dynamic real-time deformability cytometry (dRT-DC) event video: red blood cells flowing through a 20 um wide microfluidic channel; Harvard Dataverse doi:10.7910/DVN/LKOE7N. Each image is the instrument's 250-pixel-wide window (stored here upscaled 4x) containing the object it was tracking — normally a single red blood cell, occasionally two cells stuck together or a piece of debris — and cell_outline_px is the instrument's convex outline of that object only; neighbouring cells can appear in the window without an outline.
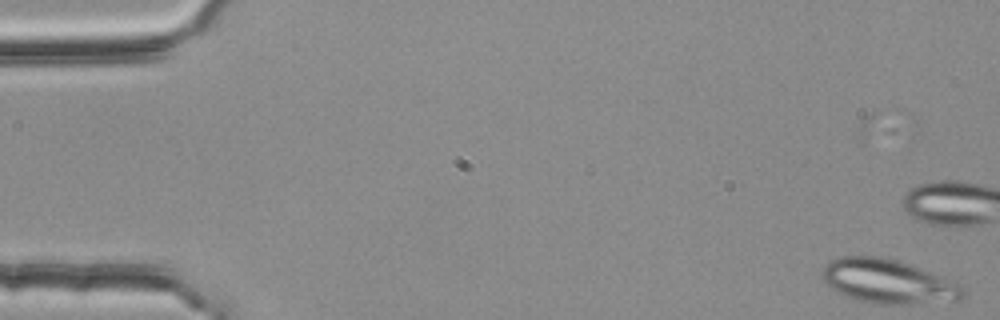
{"species": "common noctule bat (a hibernating species)", "species_latin": "Nyctalus noctula", "temperature_condition": "room temperature", "stored_images_in_passage": 52, "camera_frame_rate_fps": 3000, "um_per_image_px": 0.085, "animal": {"sex": "female", "body_mass_g": 25.1}, "frame": {"image": 1, "passage_image": 1, "time_ms": 0.0, "image_size_px": [1000, 320], "cell_outline_px": [[964, 296], [956, 300], [900, 304], [872, 304], [848, 296], [832, 288], [824, 280], [824, 264], [840, 256], [884, 256], [920, 268], [960, 284], [964, 288]], "centroid_in_image_um": [75.48, 23.91], "position_along_channel_um": 9.5, "area_um2": 35.49}, "authors_computed_cell_mechanics": {"area_um2": 20.6346, "velocity_mm_per_s": 3.7445, "shape_relaxation_time_tau1_ms": null, "shape_relaxation_time_tau2_ms": 5.7674, "deformation_change_tau1": null, "deformation_change_tau2": 0.1163}}